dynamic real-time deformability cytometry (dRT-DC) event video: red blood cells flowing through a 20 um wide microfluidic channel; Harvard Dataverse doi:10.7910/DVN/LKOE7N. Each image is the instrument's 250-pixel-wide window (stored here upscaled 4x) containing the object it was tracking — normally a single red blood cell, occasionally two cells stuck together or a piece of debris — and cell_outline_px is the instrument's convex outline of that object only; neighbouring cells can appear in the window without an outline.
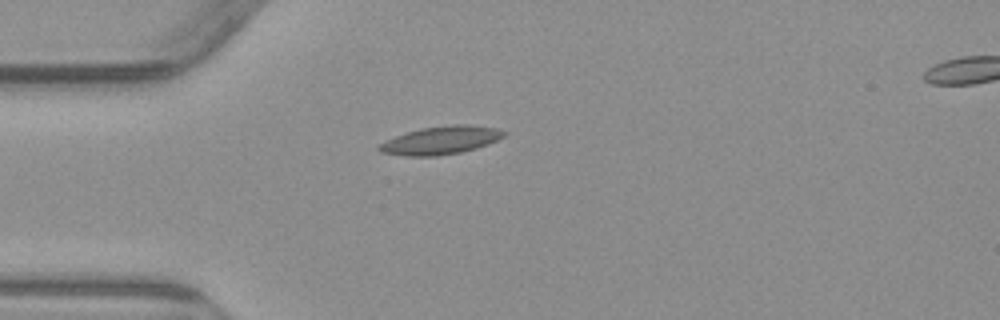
{"species": "common noctule bat (a hibernating species)", "species_latin": "Nyctalus noctula", "temperature_condition": "warm", "stored_images_in_passage": 2, "camera_frame_rate_fps": 3000, "um_per_image_px": 0.085, "animal": {"sex": "male", "body_mass_g": 23.1, "forearm_length_mm": 52.7}, "frame": {"image": 1, "passage_image": 2, "time_ms": 1.333, "image_size_px": [1000, 320], "cell_outline_px": [[508, 132], [504, 136], [488, 144], [476, 148], [460, 152], [436, 156], [404, 156], [380, 152], [376, 148], [376, 144], [384, 140], [420, 128], [452, 124], [468, 124], [496, 128]], "centroid_in_image_um": [37.42, 11.92], "position_along_channel_um": 47.6, "area_um2": 20.58}}